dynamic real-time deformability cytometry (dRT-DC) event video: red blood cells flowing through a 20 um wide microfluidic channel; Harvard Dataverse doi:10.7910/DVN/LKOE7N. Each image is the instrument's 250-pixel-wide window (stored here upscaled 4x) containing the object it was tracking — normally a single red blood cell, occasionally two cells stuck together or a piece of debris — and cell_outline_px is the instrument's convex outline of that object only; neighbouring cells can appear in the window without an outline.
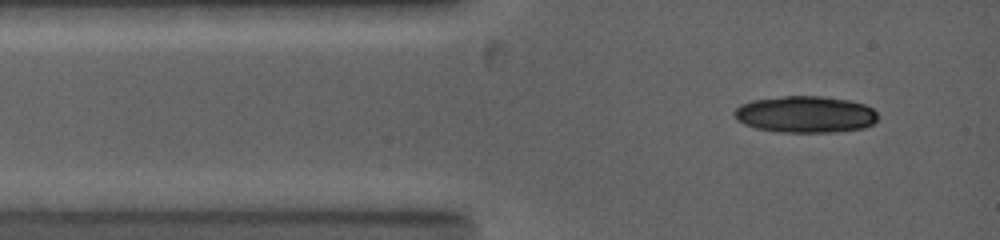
{"species": "common noctule bat (a hibernating species)", "species_latin": "Nyctalus noctula", "temperature_condition": "warm", "stored_images_in_passage": 1, "camera_frame_rate_fps": 5000, "um_per_image_px": 0.085, "animal": {"sex": "female", "body_mass_g": 19.0, "forearm_length_mm": 53.3}, "frame": {"image": 1, "passage_image": 1, "time_ms": 0.0, "image_size_px": [1000, 240], "cell_outline_px": [[876, 120], [872, 124], [864, 128], [836, 132], [780, 132], [756, 128], [744, 124], [736, 120], [736, 108], [740, 104], [752, 100], [784, 96], [820, 96], [848, 100], [864, 104], [872, 108], [876, 112]], "centroid_in_image_um": [68.46, 9.72], "position_along_channel_um": 16.5, "area_um2": 30.58}}